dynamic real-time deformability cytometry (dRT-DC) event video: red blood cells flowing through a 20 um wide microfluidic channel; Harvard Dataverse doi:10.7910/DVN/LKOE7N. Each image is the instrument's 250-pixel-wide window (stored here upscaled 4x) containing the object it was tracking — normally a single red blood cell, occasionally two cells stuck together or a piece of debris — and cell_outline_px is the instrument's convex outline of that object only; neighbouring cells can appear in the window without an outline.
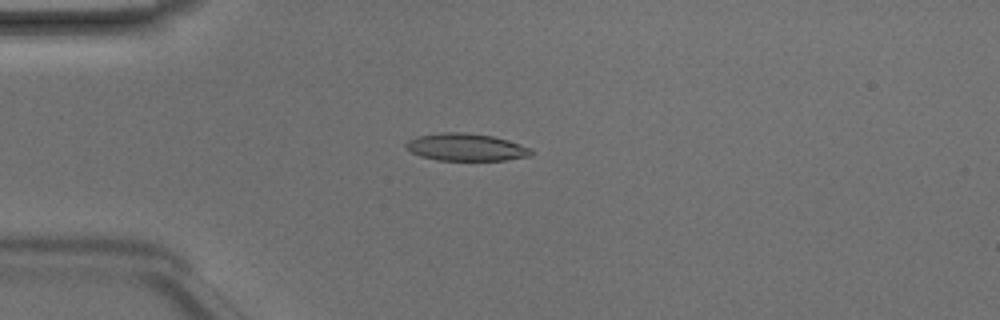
{"species": "Egyptian fruit bat (a non-hibernating species)", "species_latin": "Rousettus aegyptiacus", "temperature_condition": "room temperature", "stored_images_in_passage": 49, "camera_frame_rate_fps": 3000, "um_per_image_px": 0.085, "animal": {"sex": "male"}, "frame": {"image": 1, "passage_image": 13, "time_ms": 4.0, "image_size_px": [1000, 320], "cell_outline_px": [[532, 156], [504, 160], [436, 160], [420, 156], [412, 152], [404, 144], [408, 140], [416, 136], [444, 132], [464, 132], [492, 136], [508, 140], [532, 148]], "centroid_in_image_um": [39.62, 12.51], "position_along_channel_um": 45.4, "area_um2": 20.0}}
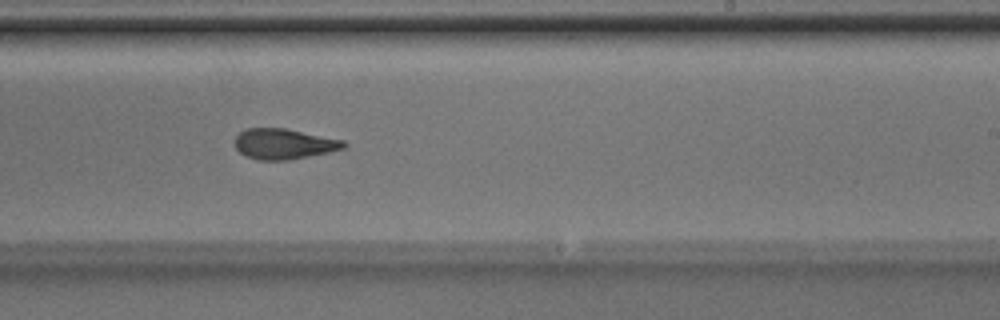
{"frame": {"image": 2, "passage_image": 30, "time_ms": 9.667, "image_size_px": [1000, 320], "cell_outline_px": [[348, 144], [344, 148], [328, 152], [288, 160], [260, 160], [244, 156], [236, 148], [236, 136], [240, 132], [248, 128], [284, 128], [344, 140]], "centroid_in_image_um": [24.13, 12.23], "position_along_channel_um": 264.9, "area_um2": 19.19}}
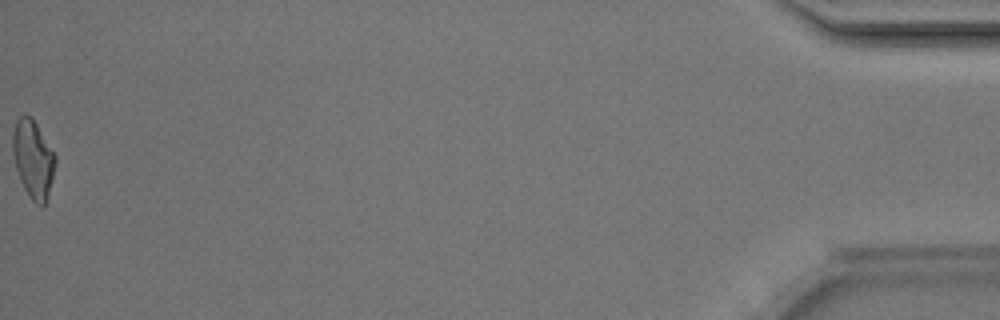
{"frame": {"image": 3, "passage_image": 49, "time_ms": 16.0, "image_size_px": [1000, 320], "cell_outline_px": [[56, 164], [48, 196], [44, 204], [36, 204], [28, 196], [20, 180], [16, 168], [12, 152], [12, 132], [16, 120], [20, 116], [32, 116], [56, 156]], "centroid_in_image_um": [2.81, 13.5], "position_along_channel_um": 432.4, "area_um2": 19.36}, "authors_computed_cell_mechanics": {"area_um2": 19.5364, "velocity_mm_per_s": 4.2226, "shape_relaxation_time_tau1_ms": 6.361, "shape_relaxation_time_tau2_ms": 3.0889, "deformation_change_tau1": 0.2375, "deformation_change_tau2": 0.1236}}